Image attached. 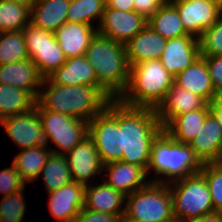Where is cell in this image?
Returning <instances> with one entry per match:
<instances>
[{"instance_id": "1", "label": "cell", "mask_w": 222, "mask_h": 222, "mask_svg": "<svg viewBox=\"0 0 222 222\" xmlns=\"http://www.w3.org/2000/svg\"><path fill=\"white\" fill-rule=\"evenodd\" d=\"M114 99L99 86H60L43 79L36 102L44 109L89 122Z\"/></svg>"}, {"instance_id": "2", "label": "cell", "mask_w": 222, "mask_h": 222, "mask_svg": "<svg viewBox=\"0 0 222 222\" xmlns=\"http://www.w3.org/2000/svg\"><path fill=\"white\" fill-rule=\"evenodd\" d=\"M118 126L123 151L121 161L147 171L152 142L163 130L155 109L129 107L118 100Z\"/></svg>"}, {"instance_id": "3", "label": "cell", "mask_w": 222, "mask_h": 222, "mask_svg": "<svg viewBox=\"0 0 222 222\" xmlns=\"http://www.w3.org/2000/svg\"><path fill=\"white\" fill-rule=\"evenodd\" d=\"M202 167L203 163L189 144L175 141L163 129L152 142L146 174L147 177H153H149L150 182L168 185L184 177L200 173ZM151 173L152 176L149 175Z\"/></svg>"}, {"instance_id": "4", "label": "cell", "mask_w": 222, "mask_h": 222, "mask_svg": "<svg viewBox=\"0 0 222 222\" xmlns=\"http://www.w3.org/2000/svg\"><path fill=\"white\" fill-rule=\"evenodd\" d=\"M85 56L96 72L99 87L114 100L119 99L127 89L130 77L125 44L97 32Z\"/></svg>"}, {"instance_id": "5", "label": "cell", "mask_w": 222, "mask_h": 222, "mask_svg": "<svg viewBox=\"0 0 222 222\" xmlns=\"http://www.w3.org/2000/svg\"><path fill=\"white\" fill-rule=\"evenodd\" d=\"M174 84L160 60H146L130 66L127 89L118 99L129 107L156 109Z\"/></svg>"}, {"instance_id": "6", "label": "cell", "mask_w": 222, "mask_h": 222, "mask_svg": "<svg viewBox=\"0 0 222 222\" xmlns=\"http://www.w3.org/2000/svg\"><path fill=\"white\" fill-rule=\"evenodd\" d=\"M122 220L176 222L169 185L149 182L144 188L127 195Z\"/></svg>"}, {"instance_id": "7", "label": "cell", "mask_w": 222, "mask_h": 222, "mask_svg": "<svg viewBox=\"0 0 222 222\" xmlns=\"http://www.w3.org/2000/svg\"><path fill=\"white\" fill-rule=\"evenodd\" d=\"M169 185L176 222L196 218L213 212V202L205 177L196 173Z\"/></svg>"}, {"instance_id": "8", "label": "cell", "mask_w": 222, "mask_h": 222, "mask_svg": "<svg viewBox=\"0 0 222 222\" xmlns=\"http://www.w3.org/2000/svg\"><path fill=\"white\" fill-rule=\"evenodd\" d=\"M36 106L43 125L45 144H54L55 148L49 147L53 153L65 155L88 136L87 121L44 110L37 102Z\"/></svg>"}, {"instance_id": "9", "label": "cell", "mask_w": 222, "mask_h": 222, "mask_svg": "<svg viewBox=\"0 0 222 222\" xmlns=\"http://www.w3.org/2000/svg\"><path fill=\"white\" fill-rule=\"evenodd\" d=\"M88 135L93 139L103 165L122 160L121 129L118 126V99L88 122Z\"/></svg>"}, {"instance_id": "10", "label": "cell", "mask_w": 222, "mask_h": 222, "mask_svg": "<svg viewBox=\"0 0 222 222\" xmlns=\"http://www.w3.org/2000/svg\"><path fill=\"white\" fill-rule=\"evenodd\" d=\"M22 31L29 59L43 78H47L66 62L67 58L53 32L36 27L30 22Z\"/></svg>"}, {"instance_id": "11", "label": "cell", "mask_w": 222, "mask_h": 222, "mask_svg": "<svg viewBox=\"0 0 222 222\" xmlns=\"http://www.w3.org/2000/svg\"><path fill=\"white\" fill-rule=\"evenodd\" d=\"M0 125L21 150L45 144L43 125L37 106L1 120Z\"/></svg>"}, {"instance_id": "12", "label": "cell", "mask_w": 222, "mask_h": 222, "mask_svg": "<svg viewBox=\"0 0 222 222\" xmlns=\"http://www.w3.org/2000/svg\"><path fill=\"white\" fill-rule=\"evenodd\" d=\"M147 25V19L136 11L105 7L97 32L118 43H128Z\"/></svg>"}, {"instance_id": "13", "label": "cell", "mask_w": 222, "mask_h": 222, "mask_svg": "<svg viewBox=\"0 0 222 222\" xmlns=\"http://www.w3.org/2000/svg\"><path fill=\"white\" fill-rule=\"evenodd\" d=\"M179 13L185 32L199 39L219 19V5L210 0H169Z\"/></svg>"}, {"instance_id": "14", "label": "cell", "mask_w": 222, "mask_h": 222, "mask_svg": "<svg viewBox=\"0 0 222 222\" xmlns=\"http://www.w3.org/2000/svg\"><path fill=\"white\" fill-rule=\"evenodd\" d=\"M65 157L73 181L86 186L90 185L95 177L97 178L99 175L102 177L103 164L95 143L89 135L66 153Z\"/></svg>"}, {"instance_id": "15", "label": "cell", "mask_w": 222, "mask_h": 222, "mask_svg": "<svg viewBox=\"0 0 222 222\" xmlns=\"http://www.w3.org/2000/svg\"><path fill=\"white\" fill-rule=\"evenodd\" d=\"M199 57V39L188 34L167 40L159 60L165 69L175 77Z\"/></svg>"}, {"instance_id": "16", "label": "cell", "mask_w": 222, "mask_h": 222, "mask_svg": "<svg viewBox=\"0 0 222 222\" xmlns=\"http://www.w3.org/2000/svg\"><path fill=\"white\" fill-rule=\"evenodd\" d=\"M85 185L72 181L49 194L48 208L56 222H74L84 207Z\"/></svg>"}, {"instance_id": "17", "label": "cell", "mask_w": 222, "mask_h": 222, "mask_svg": "<svg viewBox=\"0 0 222 222\" xmlns=\"http://www.w3.org/2000/svg\"><path fill=\"white\" fill-rule=\"evenodd\" d=\"M104 175L107 176L104 182L125 196L144 188L150 182L142 167L124 161L103 165Z\"/></svg>"}, {"instance_id": "18", "label": "cell", "mask_w": 222, "mask_h": 222, "mask_svg": "<svg viewBox=\"0 0 222 222\" xmlns=\"http://www.w3.org/2000/svg\"><path fill=\"white\" fill-rule=\"evenodd\" d=\"M206 104L200 96L173 84L155 111L164 129L176 116L202 109Z\"/></svg>"}, {"instance_id": "19", "label": "cell", "mask_w": 222, "mask_h": 222, "mask_svg": "<svg viewBox=\"0 0 222 222\" xmlns=\"http://www.w3.org/2000/svg\"><path fill=\"white\" fill-rule=\"evenodd\" d=\"M43 77L30 59L0 65V84L29 91L36 99L41 90Z\"/></svg>"}, {"instance_id": "20", "label": "cell", "mask_w": 222, "mask_h": 222, "mask_svg": "<svg viewBox=\"0 0 222 222\" xmlns=\"http://www.w3.org/2000/svg\"><path fill=\"white\" fill-rule=\"evenodd\" d=\"M94 184V185H92ZM85 187L84 207L107 214L124 215L126 196L104 181H95Z\"/></svg>"}, {"instance_id": "21", "label": "cell", "mask_w": 222, "mask_h": 222, "mask_svg": "<svg viewBox=\"0 0 222 222\" xmlns=\"http://www.w3.org/2000/svg\"><path fill=\"white\" fill-rule=\"evenodd\" d=\"M174 84L200 96L208 104L218 97L214 90L205 59L202 56L184 71L177 74L174 77Z\"/></svg>"}, {"instance_id": "22", "label": "cell", "mask_w": 222, "mask_h": 222, "mask_svg": "<svg viewBox=\"0 0 222 222\" xmlns=\"http://www.w3.org/2000/svg\"><path fill=\"white\" fill-rule=\"evenodd\" d=\"M166 39L146 25L125 44L130 66L146 60H159L165 49Z\"/></svg>"}, {"instance_id": "23", "label": "cell", "mask_w": 222, "mask_h": 222, "mask_svg": "<svg viewBox=\"0 0 222 222\" xmlns=\"http://www.w3.org/2000/svg\"><path fill=\"white\" fill-rule=\"evenodd\" d=\"M47 79L60 86H99L96 72L86 56L67 58L66 62Z\"/></svg>"}, {"instance_id": "24", "label": "cell", "mask_w": 222, "mask_h": 222, "mask_svg": "<svg viewBox=\"0 0 222 222\" xmlns=\"http://www.w3.org/2000/svg\"><path fill=\"white\" fill-rule=\"evenodd\" d=\"M96 33L97 27L71 22H66L54 32L66 58L84 56Z\"/></svg>"}, {"instance_id": "25", "label": "cell", "mask_w": 222, "mask_h": 222, "mask_svg": "<svg viewBox=\"0 0 222 222\" xmlns=\"http://www.w3.org/2000/svg\"><path fill=\"white\" fill-rule=\"evenodd\" d=\"M70 2L71 0H37L30 7V23L54 33L67 22Z\"/></svg>"}, {"instance_id": "26", "label": "cell", "mask_w": 222, "mask_h": 222, "mask_svg": "<svg viewBox=\"0 0 222 222\" xmlns=\"http://www.w3.org/2000/svg\"><path fill=\"white\" fill-rule=\"evenodd\" d=\"M195 155L204 163H212L222 145V127L209 113L197 136L190 142Z\"/></svg>"}, {"instance_id": "27", "label": "cell", "mask_w": 222, "mask_h": 222, "mask_svg": "<svg viewBox=\"0 0 222 222\" xmlns=\"http://www.w3.org/2000/svg\"><path fill=\"white\" fill-rule=\"evenodd\" d=\"M210 113L207 103L202 109L176 116L164 130L177 142L190 144L202 128L206 116Z\"/></svg>"}, {"instance_id": "28", "label": "cell", "mask_w": 222, "mask_h": 222, "mask_svg": "<svg viewBox=\"0 0 222 222\" xmlns=\"http://www.w3.org/2000/svg\"><path fill=\"white\" fill-rule=\"evenodd\" d=\"M46 144L20 150L12 160V164L19 172L21 179L30 184L38 180L43 166L52 152Z\"/></svg>"}, {"instance_id": "29", "label": "cell", "mask_w": 222, "mask_h": 222, "mask_svg": "<svg viewBox=\"0 0 222 222\" xmlns=\"http://www.w3.org/2000/svg\"><path fill=\"white\" fill-rule=\"evenodd\" d=\"M147 25L166 40L188 35L175 6L167 0L147 19Z\"/></svg>"}, {"instance_id": "30", "label": "cell", "mask_w": 222, "mask_h": 222, "mask_svg": "<svg viewBox=\"0 0 222 222\" xmlns=\"http://www.w3.org/2000/svg\"><path fill=\"white\" fill-rule=\"evenodd\" d=\"M36 98L26 90L0 84V121L36 106Z\"/></svg>"}, {"instance_id": "31", "label": "cell", "mask_w": 222, "mask_h": 222, "mask_svg": "<svg viewBox=\"0 0 222 222\" xmlns=\"http://www.w3.org/2000/svg\"><path fill=\"white\" fill-rule=\"evenodd\" d=\"M39 177L43 178V185L48 193L73 181L65 155L53 152L50 153L38 179Z\"/></svg>"}, {"instance_id": "32", "label": "cell", "mask_w": 222, "mask_h": 222, "mask_svg": "<svg viewBox=\"0 0 222 222\" xmlns=\"http://www.w3.org/2000/svg\"><path fill=\"white\" fill-rule=\"evenodd\" d=\"M106 7V0H71L67 22L95 26L100 23ZM94 21L96 23H94Z\"/></svg>"}, {"instance_id": "33", "label": "cell", "mask_w": 222, "mask_h": 222, "mask_svg": "<svg viewBox=\"0 0 222 222\" xmlns=\"http://www.w3.org/2000/svg\"><path fill=\"white\" fill-rule=\"evenodd\" d=\"M29 22V6L13 0H0V33L21 31Z\"/></svg>"}, {"instance_id": "34", "label": "cell", "mask_w": 222, "mask_h": 222, "mask_svg": "<svg viewBox=\"0 0 222 222\" xmlns=\"http://www.w3.org/2000/svg\"><path fill=\"white\" fill-rule=\"evenodd\" d=\"M29 59L23 31L0 33V65Z\"/></svg>"}, {"instance_id": "35", "label": "cell", "mask_w": 222, "mask_h": 222, "mask_svg": "<svg viewBox=\"0 0 222 222\" xmlns=\"http://www.w3.org/2000/svg\"><path fill=\"white\" fill-rule=\"evenodd\" d=\"M24 189L0 199V222H22L26 213Z\"/></svg>"}, {"instance_id": "36", "label": "cell", "mask_w": 222, "mask_h": 222, "mask_svg": "<svg viewBox=\"0 0 222 222\" xmlns=\"http://www.w3.org/2000/svg\"><path fill=\"white\" fill-rule=\"evenodd\" d=\"M200 56L222 55V17L199 38Z\"/></svg>"}, {"instance_id": "37", "label": "cell", "mask_w": 222, "mask_h": 222, "mask_svg": "<svg viewBox=\"0 0 222 222\" xmlns=\"http://www.w3.org/2000/svg\"><path fill=\"white\" fill-rule=\"evenodd\" d=\"M200 173L205 177L214 211L222 212V169L213 163H204Z\"/></svg>"}, {"instance_id": "38", "label": "cell", "mask_w": 222, "mask_h": 222, "mask_svg": "<svg viewBox=\"0 0 222 222\" xmlns=\"http://www.w3.org/2000/svg\"><path fill=\"white\" fill-rule=\"evenodd\" d=\"M26 183L21 179L14 165L0 171V193L3 197L25 189Z\"/></svg>"}, {"instance_id": "39", "label": "cell", "mask_w": 222, "mask_h": 222, "mask_svg": "<svg viewBox=\"0 0 222 222\" xmlns=\"http://www.w3.org/2000/svg\"><path fill=\"white\" fill-rule=\"evenodd\" d=\"M202 57L205 59L216 94L222 96V55Z\"/></svg>"}, {"instance_id": "40", "label": "cell", "mask_w": 222, "mask_h": 222, "mask_svg": "<svg viewBox=\"0 0 222 222\" xmlns=\"http://www.w3.org/2000/svg\"><path fill=\"white\" fill-rule=\"evenodd\" d=\"M123 216L96 212L83 207L74 222H122Z\"/></svg>"}, {"instance_id": "41", "label": "cell", "mask_w": 222, "mask_h": 222, "mask_svg": "<svg viewBox=\"0 0 222 222\" xmlns=\"http://www.w3.org/2000/svg\"><path fill=\"white\" fill-rule=\"evenodd\" d=\"M167 0H134V11L142 14L146 19L158 11Z\"/></svg>"}, {"instance_id": "42", "label": "cell", "mask_w": 222, "mask_h": 222, "mask_svg": "<svg viewBox=\"0 0 222 222\" xmlns=\"http://www.w3.org/2000/svg\"><path fill=\"white\" fill-rule=\"evenodd\" d=\"M106 6L120 11L134 10V0H106Z\"/></svg>"}, {"instance_id": "43", "label": "cell", "mask_w": 222, "mask_h": 222, "mask_svg": "<svg viewBox=\"0 0 222 222\" xmlns=\"http://www.w3.org/2000/svg\"><path fill=\"white\" fill-rule=\"evenodd\" d=\"M179 222H222V212L213 211L205 215Z\"/></svg>"}, {"instance_id": "44", "label": "cell", "mask_w": 222, "mask_h": 222, "mask_svg": "<svg viewBox=\"0 0 222 222\" xmlns=\"http://www.w3.org/2000/svg\"><path fill=\"white\" fill-rule=\"evenodd\" d=\"M209 111L222 127V96L216 97L209 103Z\"/></svg>"}, {"instance_id": "45", "label": "cell", "mask_w": 222, "mask_h": 222, "mask_svg": "<svg viewBox=\"0 0 222 222\" xmlns=\"http://www.w3.org/2000/svg\"><path fill=\"white\" fill-rule=\"evenodd\" d=\"M212 163L218 168L222 169V145L220 146L216 159Z\"/></svg>"}, {"instance_id": "46", "label": "cell", "mask_w": 222, "mask_h": 222, "mask_svg": "<svg viewBox=\"0 0 222 222\" xmlns=\"http://www.w3.org/2000/svg\"><path fill=\"white\" fill-rule=\"evenodd\" d=\"M13 1L23 3V4L31 7L37 0H13Z\"/></svg>"}, {"instance_id": "47", "label": "cell", "mask_w": 222, "mask_h": 222, "mask_svg": "<svg viewBox=\"0 0 222 222\" xmlns=\"http://www.w3.org/2000/svg\"><path fill=\"white\" fill-rule=\"evenodd\" d=\"M122 222H147V221H139V220H122ZM153 222V221H148Z\"/></svg>"}, {"instance_id": "48", "label": "cell", "mask_w": 222, "mask_h": 222, "mask_svg": "<svg viewBox=\"0 0 222 222\" xmlns=\"http://www.w3.org/2000/svg\"><path fill=\"white\" fill-rule=\"evenodd\" d=\"M219 16L222 17V1L219 4Z\"/></svg>"}, {"instance_id": "49", "label": "cell", "mask_w": 222, "mask_h": 222, "mask_svg": "<svg viewBox=\"0 0 222 222\" xmlns=\"http://www.w3.org/2000/svg\"><path fill=\"white\" fill-rule=\"evenodd\" d=\"M210 1H213V2H215V3H217L219 5L222 0H210Z\"/></svg>"}]
</instances>
